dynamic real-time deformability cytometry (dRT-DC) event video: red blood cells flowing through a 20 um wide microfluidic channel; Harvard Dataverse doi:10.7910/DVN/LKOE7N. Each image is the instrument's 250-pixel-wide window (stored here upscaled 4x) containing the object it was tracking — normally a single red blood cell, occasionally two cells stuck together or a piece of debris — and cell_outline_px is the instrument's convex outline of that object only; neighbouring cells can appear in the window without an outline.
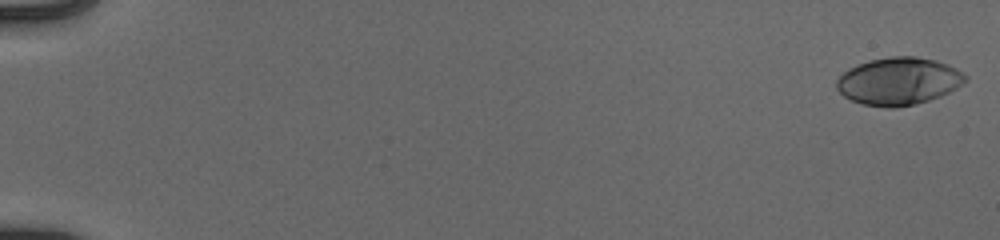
{"species": "human", "species_latin": "Homo sapiens", "temperature_condition": "cold", "stored_images_in_passage": 54, "camera_frame_rate_fps": 3000, "um_per_image_px": 0.085, "donor": {"sex": "male"}, "frame": {"image": 1, "passage_image": 1, "time_ms": 0.0, "image_size_px": [1000, 240], "cell_outline_px": [[968, 80], [956, 88], [940, 96], [916, 104], [896, 108], [888, 108], [864, 104], [852, 100], [844, 96], [836, 88], [836, 80], [848, 68], [856, 64], [868, 60], [888, 56], [916, 56], [936, 60], [948, 64], [956, 68], [968, 76]], "centroid_in_image_um": [76.39, 6.89], "position_along_channel_um": 8.6, "area_um2": 35.89}}
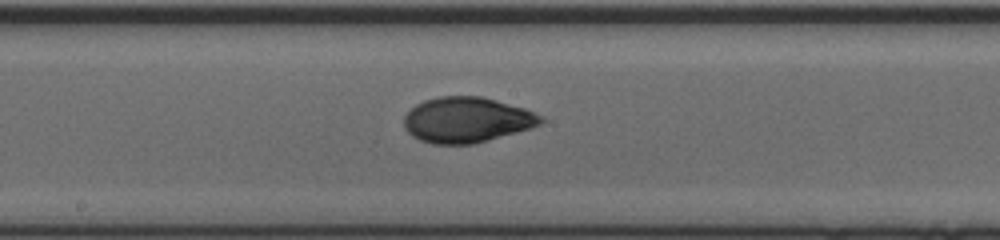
{"frame": {"image": 2, "passage_image": 31, "time_ms": 10.0, "image_size_px": [1000, 240], "cell_outline_px": [[548, 120], [532, 128], [488, 140], [472, 144], [432, 144], [420, 140], [412, 136], [404, 128], [404, 116], [416, 104], [424, 100], [440, 96], [480, 96], [496, 100], [524, 108], [544, 116]], "centroid_in_image_um": [39.7, 10.19], "position_along_channel_um": 208.5, "area_um2": 36.41}}
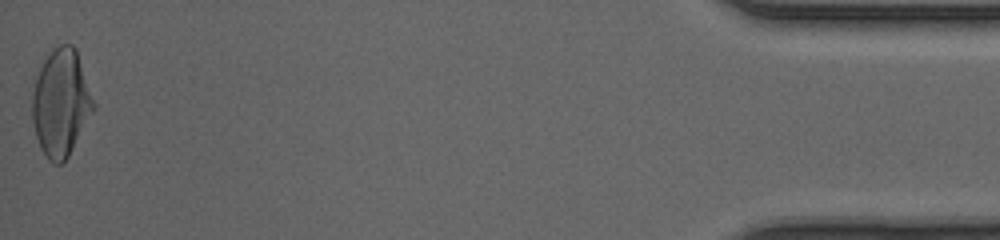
{"frame": {"image": 3, "passage_image": 54, "time_ms": 17.667, "image_size_px": [1000, 240], "cell_outline_px": [[96, 108], [68, 156], [60, 164], [52, 164], [48, 160], [40, 148], [36, 136], [32, 120], [32, 92], [36, 76], [44, 60], [52, 48], [60, 44], [72, 44], [76, 48], [96, 104]], "centroid_in_image_um": [5.19, 8.73], "position_along_channel_um": 430.0, "area_um2": 38.55}, "authors_computed_cell_mechanics": {"area_um2": 35.3447, "velocity_mm_per_s": 3.9671, "shape_relaxation_time_tau1_ms": 6.2285, "shape_relaxation_time_tau2_ms": 1.0714, "deformation_change_tau1": 0.2159, "deformation_change_tau2": 0.0514}}